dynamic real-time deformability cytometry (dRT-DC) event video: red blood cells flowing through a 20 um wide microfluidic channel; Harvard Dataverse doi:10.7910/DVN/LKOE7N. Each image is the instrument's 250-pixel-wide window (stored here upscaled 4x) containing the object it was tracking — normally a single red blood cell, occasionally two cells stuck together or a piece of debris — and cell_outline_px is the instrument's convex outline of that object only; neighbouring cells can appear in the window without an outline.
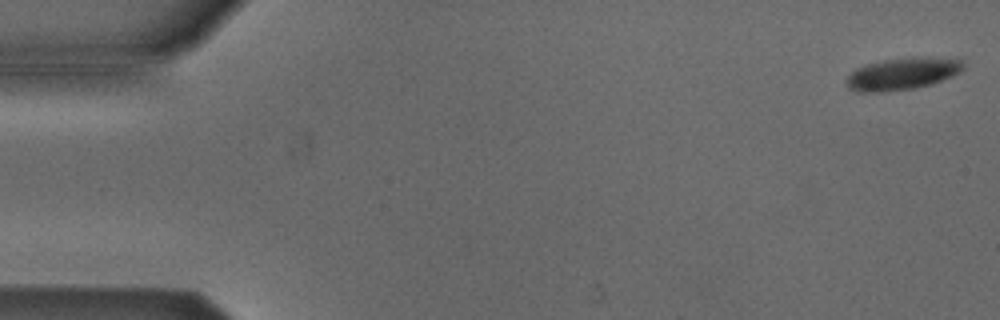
{"species": "Egyptian fruit bat (a non-hibernating species)", "species_latin": "Rousettus aegyptiacus", "temperature_condition": "cold", "stored_images_in_passage": 4, "camera_frame_rate_fps": 3000, "um_per_image_px": 0.085, "animal": {"sex": "male"}, "frame": {"image": 1, "passage_image": 1, "time_ms": 0.0, "image_size_px": [1000, 320], "cell_outline_px": [[964, 68], [960, 72], [952, 76], [932, 84], [916, 88], [884, 92], [860, 92], [848, 88], [844, 80], [856, 68], [868, 64], [884, 60], [912, 56], [964, 60]], "centroid_in_image_um": [76.7, 6.27], "position_along_channel_um": 8.3, "area_um2": 21.96}}